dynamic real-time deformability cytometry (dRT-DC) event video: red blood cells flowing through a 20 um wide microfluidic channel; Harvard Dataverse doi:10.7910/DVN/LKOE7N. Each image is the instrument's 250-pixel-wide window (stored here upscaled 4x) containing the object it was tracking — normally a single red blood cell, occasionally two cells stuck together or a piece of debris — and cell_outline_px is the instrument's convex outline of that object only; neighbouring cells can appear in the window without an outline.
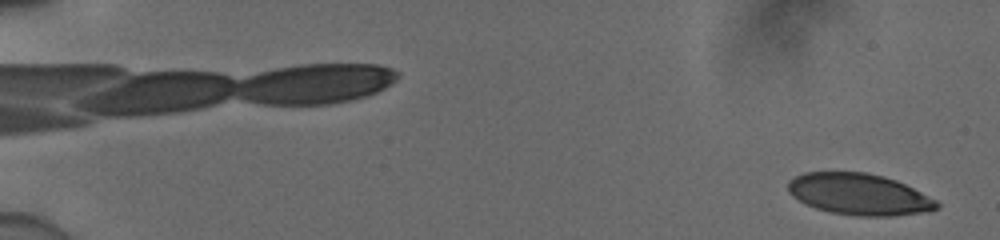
{"species": "human", "species_latin": "Homo sapiens", "temperature_condition": "cold", "stored_images_in_passage": 21, "camera_frame_rate_fps": 3000, "um_per_image_px": 0.085, "donor": {"sex": "male"}, "frame": {"image": 1, "passage_image": 2, "time_ms": 0.333, "image_size_px": [1000, 240], "cell_outline_px": [[940, 204], [936, 208], [928, 212], [892, 216], [856, 216], [828, 212], [804, 204], [792, 196], [788, 192], [788, 180], [804, 172], [864, 172], [884, 176], [896, 180], [936, 200]], "centroid_in_image_um": [72.99, 16.52], "position_along_channel_um": 12.0, "area_um2": 36.01}}
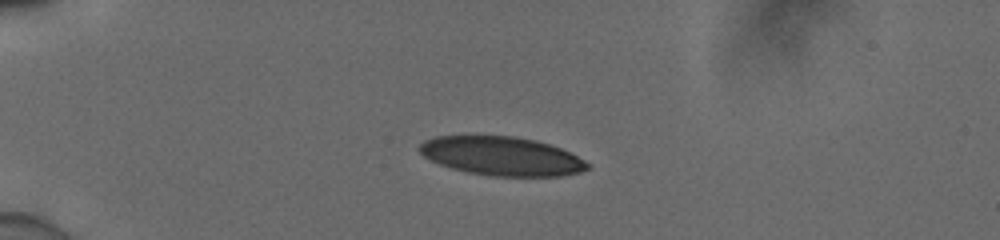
{"frame": {"image": 2, "passage_image": 14, "time_ms": 4.333, "image_size_px": [1000, 240], "cell_outline_px": [[592, 168], [580, 172], [560, 176], [492, 176], [468, 172], [452, 168], [440, 164], [424, 156], [416, 148], [424, 140], [436, 136], [512, 136], [536, 140], [560, 148], [592, 164]], "centroid_in_image_um": [42.65, 13.27], "position_along_channel_um": 42.3, "area_um2": 37.92}}
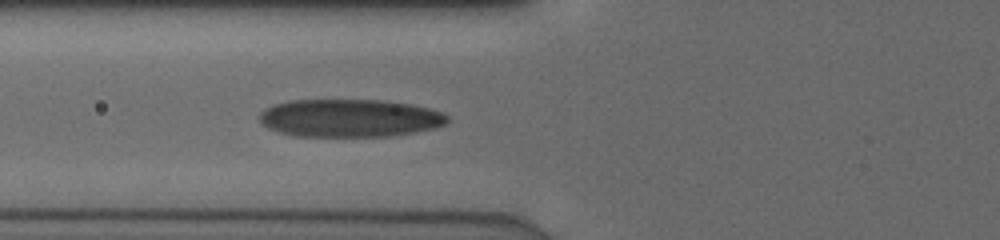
{"frame": {"image": 3, "passage_image": 21, "time_ms": 6.667, "image_size_px": [1000, 240], "cell_outline_px": [[448, 120], [444, 124], [432, 128], [416, 132], [392, 136], [296, 136], [280, 132], [268, 128], [260, 124], [260, 112], [264, 108], [272, 104], [288, 100], [380, 100], [408, 104], [428, 108], [440, 112], [448, 116]], "centroid_in_image_um": [29.66, 10.03], "position_along_channel_um": 96.1, "area_um2": 41.44}}